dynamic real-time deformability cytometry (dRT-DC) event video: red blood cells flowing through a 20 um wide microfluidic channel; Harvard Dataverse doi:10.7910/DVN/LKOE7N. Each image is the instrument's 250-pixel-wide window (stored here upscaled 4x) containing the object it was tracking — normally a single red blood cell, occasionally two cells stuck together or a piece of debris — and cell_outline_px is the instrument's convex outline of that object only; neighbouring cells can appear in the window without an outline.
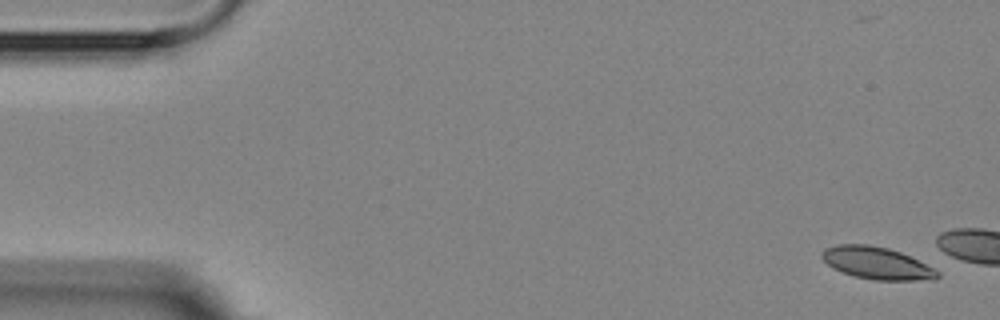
{"species": "Egyptian fruit bat (a non-hibernating species)", "species_latin": "Rousettus aegyptiacus", "temperature_condition": "room temperature", "stored_images_in_passage": 4, "camera_frame_rate_fps": 3000, "um_per_image_px": 0.085, "animal": {"sex": "female"}, "frame": {"image": 1, "passage_image": 1, "time_ms": 0.0, "image_size_px": [1000, 320], "cell_outline_px": [[940, 276], [936, 280], [872, 280], [856, 276], [832, 268], [820, 256], [820, 252], [824, 248], [836, 244], [868, 244], [888, 248], [900, 252], [940, 272]], "centroid_in_image_um": [74.5, 22.36], "position_along_channel_um": 10.5, "area_um2": 21.62}}